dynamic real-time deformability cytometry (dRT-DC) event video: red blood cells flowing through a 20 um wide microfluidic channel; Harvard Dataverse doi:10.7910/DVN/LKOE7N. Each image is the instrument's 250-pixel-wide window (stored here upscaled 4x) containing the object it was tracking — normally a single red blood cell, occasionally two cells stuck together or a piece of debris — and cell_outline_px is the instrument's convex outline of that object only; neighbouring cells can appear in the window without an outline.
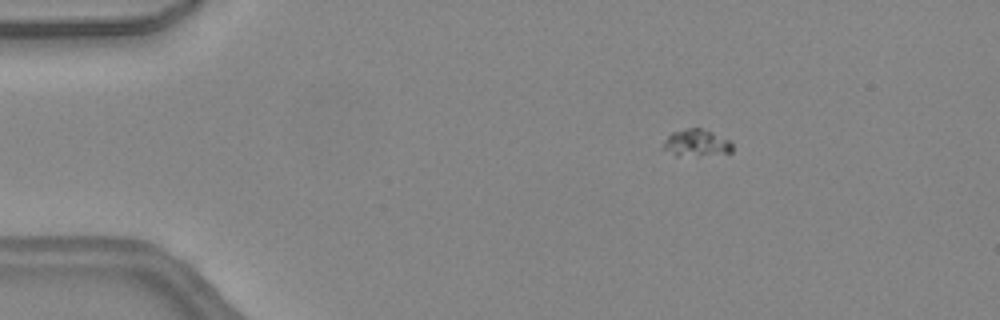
{"species": "common noctule bat (a hibernating species)", "species_latin": "Nyctalus noctula", "temperature_condition": "warm", "stored_images_in_passage": 8, "camera_frame_rate_fps": 3000, "um_per_image_px": 0.085, "animal": {"sex": "female", "body_mass_g": 24.6, "forearm_length_mm": 56.2}, "frame": {"image": 1, "passage_image": 2, "time_ms": 0.333, "image_size_px": [1000, 320], "cell_outline_px": [[732, 152], [700, 156], [676, 156], [664, 148], [664, 140], [672, 132], [688, 128], [700, 128], [712, 132], [728, 140], [732, 144]], "centroid_in_image_um": [59.19, 12.16], "position_along_channel_um": 25.8, "area_um2": 10.75}}